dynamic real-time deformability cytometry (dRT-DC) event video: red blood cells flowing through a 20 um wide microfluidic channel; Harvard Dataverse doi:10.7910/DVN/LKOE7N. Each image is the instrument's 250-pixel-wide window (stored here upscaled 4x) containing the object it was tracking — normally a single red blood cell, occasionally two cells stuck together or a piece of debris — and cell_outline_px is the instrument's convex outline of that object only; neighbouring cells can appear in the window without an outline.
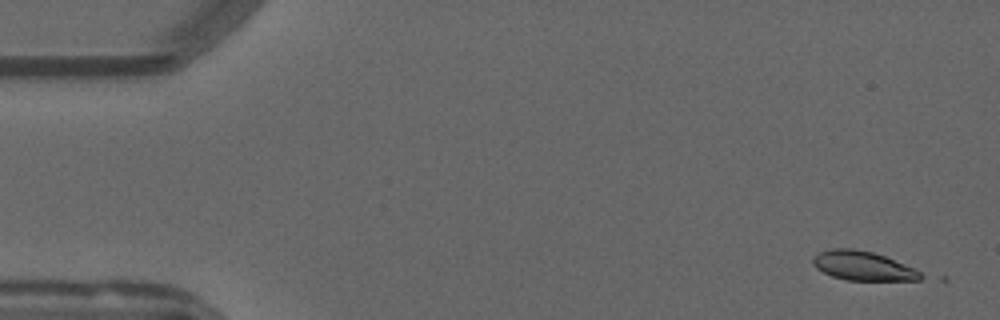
{"species": "common noctule bat (a hibernating species)", "species_latin": "Nyctalus noctula", "temperature_condition": "warm", "stored_images_in_passage": 5, "camera_frame_rate_fps": 3000, "um_per_image_px": 0.085, "animal": {"sex": "male", "forearm_length_mm": 52.5}, "frame": {"image": 1, "passage_image": 2, "time_ms": 0.333, "image_size_px": [1000, 320], "cell_outline_px": [[928, 276], [920, 280], [848, 280], [832, 276], [816, 268], [812, 264], [812, 260], [820, 252], [832, 248], [852, 248], [872, 252], [884, 256], [912, 268]], "centroid_in_image_um": [73.35, 22.6], "position_along_channel_um": 11.6, "area_um2": 18.09}}